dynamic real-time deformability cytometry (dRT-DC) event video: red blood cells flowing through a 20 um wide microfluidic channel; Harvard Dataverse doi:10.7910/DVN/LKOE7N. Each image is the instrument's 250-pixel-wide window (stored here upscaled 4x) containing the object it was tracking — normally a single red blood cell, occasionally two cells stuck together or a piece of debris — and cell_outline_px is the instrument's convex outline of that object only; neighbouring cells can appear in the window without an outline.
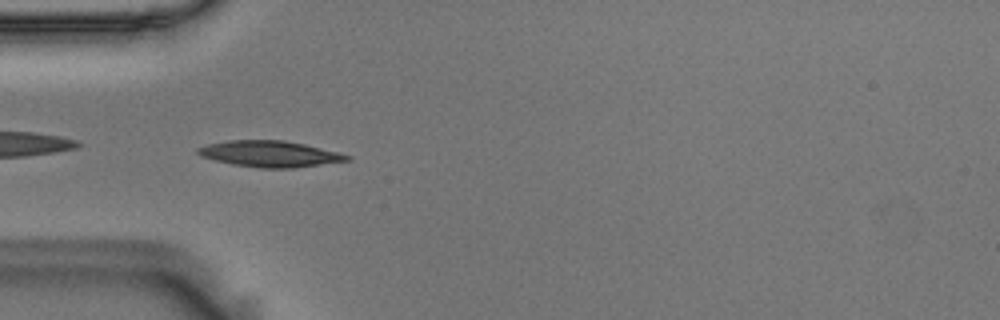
{"species": "Egyptian fruit bat (a non-hibernating species)", "species_latin": "Rousettus aegyptiacus", "temperature_condition": "room temperature", "stored_images_in_passage": 40, "camera_frame_rate_fps": 3000, "um_per_image_px": 0.085, "animal": {"sex": "male"}, "frame": {"image": 1, "passage_image": 1, "time_ms": 0.0, "image_size_px": [1000, 320], "cell_outline_px": [[352, 160], [292, 168], [260, 168], [232, 164], [200, 156], [196, 152], [196, 148], [208, 144], [228, 140], [284, 140], [304, 144], [340, 152], [352, 156]], "centroid_in_image_um": [22.95, 13.08], "position_along_channel_um": 62.0, "area_um2": 22.77}}
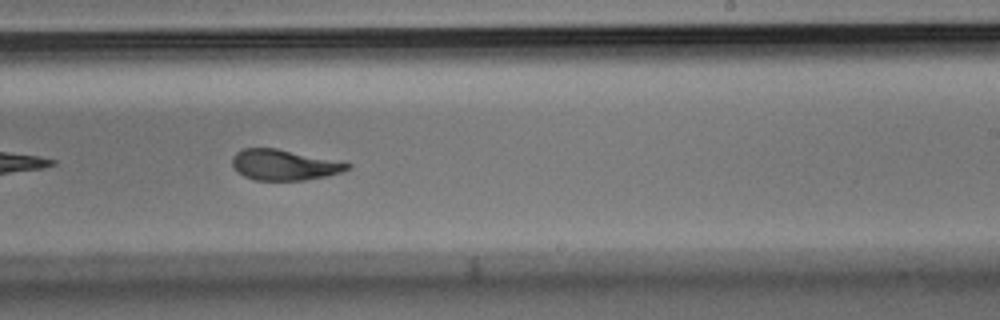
{"frame": {"image": 2, "passage_image": 18, "time_ms": 5.667, "image_size_px": [1000, 320], "cell_outline_px": [[352, 164], [348, 168], [340, 172], [328, 176], [304, 180], [256, 180], [244, 176], [236, 172], [232, 164], [232, 156], [236, 152], [244, 148], [276, 148], [340, 160]], "centroid_in_image_um": [24.15, 14.01], "position_along_channel_um": 264.8, "area_um2": 20.75}}
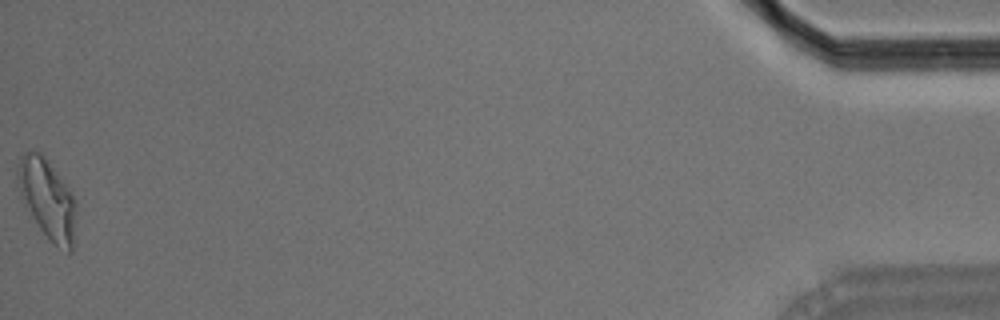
{"frame": {"image": 3, "passage_image": 40, "time_ms": 13.0, "image_size_px": [1000, 320], "cell_outline_px": [[76, 208], [72, 252], [68, 252], [48, 240], [32, 216], [20, 192], [16, 176], [16, 168], [20, 156], [24, 152], [40, 152], [44, 156], [64, 184], [72, 196], [76, 204]], "centroid_in_image_um": [4.01, 16.92], "position_along_channel_um": 431.2, "area_um2": 26.36}, "authors_computed_cell_mechanics": {"area_um2": 21.8773, "velocity_mm_per_s": 3.5955, "shape_relaxation_time_tau1_ms": 5.7119, "shape_relaxation_time_tau2_ms": 2.2149, "deformation_change_tau1": 0.1939, "deformation_change_tau2": 0.0886}}